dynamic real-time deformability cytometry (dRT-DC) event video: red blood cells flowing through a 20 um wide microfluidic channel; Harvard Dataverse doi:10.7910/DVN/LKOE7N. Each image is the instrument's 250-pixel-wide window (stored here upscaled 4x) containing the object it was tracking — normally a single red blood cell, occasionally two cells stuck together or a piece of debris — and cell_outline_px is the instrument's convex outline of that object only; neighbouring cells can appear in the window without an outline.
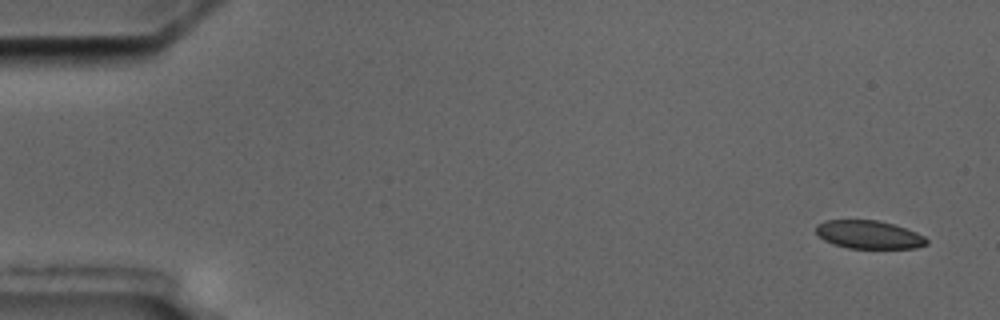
{"species": "common noctule bat (a hibernating species)", "species_latin": "Nyctalus noctula", "temperature_condition": "cold", "stored_images_in_passage": 4, "camera_frame_rate_fps": 3000, "um_per_image_px": 0.085, "animal": {"sex": "male", "body_mass_g": 17.5, "forearm_length_mm": 52.3}, "frame": {"image": 1, "passage_image": 1, "time_ms": 0.0, "image_size_px": [1000, 320], "cell_outline_px": [[928, 244], [916, 248], [848, 248], [832, 244], [824, 240], [816, 232], [816, 224], [824, 220], [876, 220], [892, 224], [916, 232], [924, 236], [928, 240]], "centroid_in_image_um": [73.84, 19.94], "position_along_channel_um": 11.2, "area_um2": 18.15}}
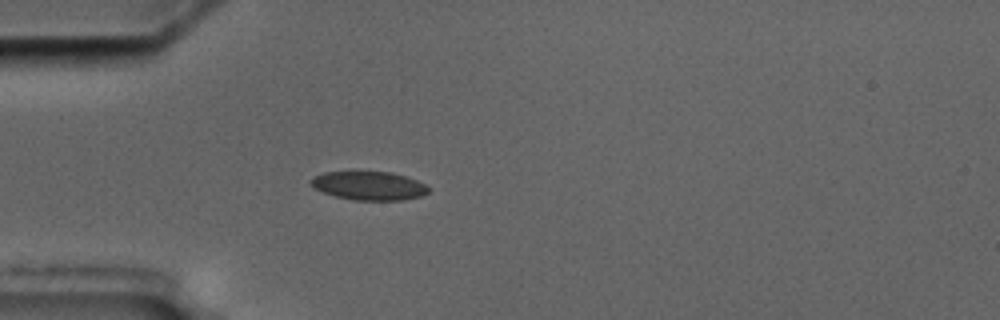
{"frame": {"image": 2, "passage_image": 4, "time_ms": 4.667, "image_size_px": [1000, 320], "cell_outline_px": [[428, 192], [420, 196], [400, 200], [352, 200], [336, 196], [324, 192], [316, 188], [308, 180], [312, 176], [324, 172], [392, 172], [416, 180], [424, 184], [428, 188]], "centroid_in_image_um": [31.33, 15.78], "position_along_channel_um": 53.7, "area_um2": 19.36}}